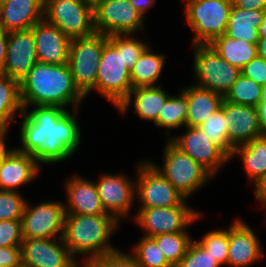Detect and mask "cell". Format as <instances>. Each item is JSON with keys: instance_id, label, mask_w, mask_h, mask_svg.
Listing matches in <instances>:
<instances>
[{"instance_id": "8992f818", "label": "cell", "mask_w": 266, "mask_h": 267, "mask_svg": "<svg viewBox=\"0 0 266 267\" xmlns=\"http://www.w3.org/2000/svg\"><path fill=\"white\" fill-rule=\"evenodd\" d=\"M108 36L94 33L88 37L71 39L68 65L79 92L86 98L96 90L98 67Z\"/></svg>"}, {"instance_id": "b9f144b4", "label": "cell", "mask_w": 266, "mask_h": 267, "mask_svg": "<svg viewBox=\"0 0 266 267\" xmlns=\"http://www.w3.org/2000/svg\"><path fill=\"white\" fill-rule=\"evenodd\" d=\"M241 74L255 83L266 85V60L260 56L253 58L248 64L242 67Z\"/></svg>"}, {"instance_id": "9a60e30c", "label": "cell", "mask_w": 266, "mask_h": 267, "mask_svg": "<svg viewBox=\"0 0 266 267\" xmlns=\"http://www.w3.org/2000/svg\"><path fill=\"white\" fill-rule=\"evenodd\" d=\"M186 132L171 136L170 141L183 153L201 164L213 176L230 158L199 127L185 126Z\"/></svg>"}, {"instance_id": "74e56055", "label": "cell", "mask_w": 266, "mask_h": 267, "mask_svg": "<svg viewBox=\"0 0 266 267\" xmlns=\"http://www.w3.org/2000/svg\"><path fill=\"white\" fill-rule=\"evenodd\" d=\"M26 202L19 191L0 190V221L21 220Z\"/></svg>"}, {"instance_id": "277c9868", "label": "cell", "mask_w": 266, "mask_h": 267, "mask_svg": "<svg viewBox=\"0 0 266 267\" xmlns=\"http://www.w3.org/2000/svg\"><path fill=\"white\" fill-rule=\"evenodd\" d=\"M163 163L159 167L149 161L187 200L214 176L201 164L183 153L170 140L163 150Z\"/></svg>"}, {"instance_id": "7bdbcfd3", "label": "cell", "mask_w": 266, "mask_h": 267, "mask_svg": "<svg viewBox=\"0 0 266 267\" xmlns=\"http://www.w3.org/2000/svg\"><path fill=\"white\" fill-rule=\"evenodd\" d=\"M21 263V246L0 247V267H16Z\"/></svg>"}, {"instance_id": "4316f807", "label": "cell", "mask_w": 266, "mask_h": 267, "mask_svg": "<svg viewBox=\"0 0 266 267\" xmlns=\"http://www.w3.org/2000/svg\"><path fill=\"white\" fill-rule=\"evenodd\" d=\"M236 155L240 156L247 177L254 185L266 176V136L235 147L230 159Z\"/></svg>"}, {"instance_id": "ac0fdd59", "label": "cell", "mask_w": 266, "mask_h": 267, "mask_svg": "<svg viewBox=\"0 0 266 267\" xmlns=\"http://www.w3.org/2000/svg\"><path fill=\"white\" fill-rule=\"evenodd\" d=\"M256 235L240 218L233 220L229 227L228 266L248 267L263 258V248Z\"/></svg>"}, {"instance_id": "3957f363", "label": "cell", "mask_w": 266, "mask_h": 267, "mask_svg": "<svg viewBox=\"0 0 266 267\" xmlns=\"http://www.w3.org/2000/svg\"><path fill=\"white\" fill-rule=\"evenodd\" d=\"M119 224L110 214H65L62 239L76 261L80 255L84 256L83 265L118 251L109 240Z\"/></svg>"}, {"instance_id": "8fae6325", "label": "cell", "mask_w": 266, "mask_h": 267, "mask_svg": "<svg viewBox=\"0 0 266 267\" xmlns=\"http://www.w3.org/2000/svg\"><path fill=\"white\" fill-rule=\"evenodd\" d=\"M94 30L106 36L134 34L144 28V17L129 0H104L93 9Z\"/></svg>"}, {"instance_id": "d590c367", "label": "cell", "mask_w": 266, "mask_h": 267, "mask_svg": "<svg viewBox=\"0 0 266 267\" xmlns=\"http://www.w3.org/2000/svg\"><path fill=\"white\" fill-rule=\"evenodd\" d=\"M221 266L226 264L229 248V228L206 233L196 240Z\"/></svg>"}, {"instance_id": "6da1fadb", "label": "cell", "mask_w": 266, "mask_h": 267, "mask_svg": "<svg viewBox=\"0 0 266 267\" xmlns=\"http://www.w3.org/2000/svg\"><path fill=\"white\" fill-rule=\"evenodd\" d=\"M24 112L20 125V152L30 154L37 162L60 163L76 152L81 141L77 110L71 113L59 106H32Z\"/></svg>"}, {"instance_id": "52a82bcc", "label": "cell", "mask_w": 266, "mask_h": 267, "mask_svg": "<svg viewBox=\"0 0 266 267\" xmlns=\"http://www.w3.org/2000/svg\"><path fill=\"white\" fill-rule=\"evenodd\" d=\"M193 73L196 86L225 96L241 75V70L229 64L210 44H194Z\"/></svg>"}, {"instance_id": "484cf974", "label": "cell", "mask_w": 266, "mask_h": 267, "mask_svg": "<svg viewBox=\"0 0 266 267\" xmlns=\"http://www.w3.org/2000/svg\"><path fill=\"white\" fill-rule=\"evenodd\" d=\"M265 15V10H243L234 5L230 10L225 35L257 45L258 28Z\"/></svg>"}, {"instance_id": "603a6c76", "label": "cell", "mask_w": 266, "mask_h": 267, "mask_svg": "<svg viewBox=\"0 0 266 267\" xmlns=\"http://www.w3.org/2000/svg\"><path fill=\"white\" fill-rule=\"evenodd\" d=\"M44 19V0H9L0 5V25L8 32L30 29Z\"/></svg>"}, {"instance_id": "f6af8a7d", "label": "cell", "mask_w": 266, "mask_h": 267, "mask_svg": "<svg viewBox=\"0 0 266 267\" xmlns=\"http://www.w3.org/2000/svg\"><path fill=\"white\" fill-rule=\"evenodd\" d=\"M9 32L0 25V73L4 69Z\"/></svg>"}, {"instance_id": "30bf717a", "label": "cell", "mask_w": 266, "mask_h": 267, "mask_svg": "<svg viewBox=\"0 0 266 267\" xmlns=\"http://www.w3.org/2000/svg\"><path fill=\"white\" fill-rule=\"evenodd\" d=\"M44 19L70 39L95 33L93 8L82 0H44Z\"/></svg>"}, {"instance_id": "4dcf8cb0", "label": "cell", "mask_w": 266, "mask_h": 267, "mask_svg": "<svg viewBox=\"0 0 266 267\" xmlns=\"http://www.w3.org/2000/svg\"><path fill=\"white\" fill-rule=\"evenodd\" d=\"M23 112L19 82L0 73V126L9 127L14 115Z\"/></svg>"}, {"instance_id": "60d3db41", "label": "cell", "mask_w": 266, "mask_h": 267, "mask_svg": "<svg viewBox=\"0 0 266 267\" xmlns=\"http://www.w3.org/2000/svg\"><path fill=\"white\" fill-rule=\"evenodd\" d=\"M22 241L21 220L0 221V247L21 246Z\"/></svg>"}, {"instance_id": "f35d334b", "label": "cell", "mask_w": 266, "mask_h": 267, "mask_svg": "<svg viewBox=\"0 0 266 267\" xmlns=\"http://www.w3.org/2000/svg\"><path fill=\"white\" fill-rule=\"evenodd\" d=\"M175 267H221V265L196 240H192L185 256Z\"/></svg>"}, {"instance_id": "816d5d0a", "label": "cell", "mask_w": 266, "mask_h": 267, "mask_svg": "<svg viewBox=\"0 0 266 267\" xmlns=\"http://www.w3.org/2000/svg\"><path fill=\"white\" fill-rule=\"evenodd\" d=\"M259 38H266V10L265 15L258 28Z\"/></svg>"}, {"instance_id": "ba28073f", "label": "cell", "mask_w": 266, "mask_h": 267, "mask_svg": "<svg viewBox=\"0 0 266 267\" xmlns=\"http://www.w3.org/2000/svg\"><path fill=\"white\" fill-rule=\"evenodd\" d=\"M124 63L123 50H118L108 39L104 44L97 69L96 91L116 108L132 89L130 70Z\"/></svg>"}, {"instance_id": "7c38bea8", "label": "cell", "mask_w": 266, "mask_h": 267, "mask_svg": "<svg viewBox=\"0 0 266 267\" xmlns=\"http://www.w3.org/2000/svg\"><path fill=\"white\" fill-rule=\"evenodd\" d=\"M201 215V212L188 206L153 207L138 209L133 220L144 230L143 236L154 237L186 231L189 225L203 217Z\"/></svg>"}, {"instance_id": "ab89813d", "label": "cell", "mask_w": 266, "mask_h": 267, "mask_svg": "<svg viewBox=\"0 0 266 267\" xmlns=\"http://www.w3.org/2000/svg\"><path fill=\"white\" fill-rule=\"evenodd\" d=\"M85 267H139L129 254L118 250L112 254L92 259L83 264Z\"/></svg>"}, {"instance_id": "ee69618b", "label": "cell", "mask_w": 266, "mask_h": 267, "mask_svg": "<svg viewBox=\"0 0 266 267\" xmlns=\"http://www.w3.org/2000/svg\"><path fill=\"white\" fill-rule=\"evenodd\" d=\"M232 3L243 10H266V0H232Z\"/></svg>"}, {"instance_id": "d6986e66", "label": "cell", "mask_w": 266, "mask_h": 267, "mask_svg": "<svg viewBox=\"0 0 266 267\" xmlns=\"http://www.w3.org/2000/svg\"><path fill=\"white\" fill-rule=\"evenodd\" d=\"M38 62L68 64L71 39L45 19L32 26Z\"/></svg>"}, {"instance_id": "f5cc1de1", "label": "cell", "mask_w": 266, "mask_h": 267, "mask_svg": "<svg viewBox=\"0 0 266 267\" xmlns=\"http://www.w3.org/2000/svg\"><path fill=\"white\" fill-rule=\"evenodd\" d=\"M85 4L91 6L93 9L104 0H82Z\"/></svg>"}, {"instance_id": "7402d4cb", "label": "cell", "mask_w": 266, "mask_h": 267, "mask_svg": "<svg viewBox=\"0 0 266 267\" xmlns=\"http://www.w3.org/2000/svg\"><path fill=\"white\" fill-rule=\"evenodd\" d=\"M228 140L235 148L262 136L255 106L237 105L226 101Z\"/></svg>"}, {"instance_id": "d6a6232c", "label": "cell", "mask_w": 266, "mask_h": 267, "mask_svg": "<svg viewBox=\"0 0 266 267\" xmlns=\"http://www.w3.org/2000/svg\"><path fill=\"white\" fill-rule=\"evenodd\" d=\"M164 254L167 261L175 267L185 256L192 241L190 233L186 231L166 233L152 237Z\"/></svg>"}, {"instance_id": "4fadbf2b", "label": "cell", "mask_w": 266, "mask_h": 267, "mask_svg": "<svg viewBox=\"0 0 266 267\" xmlns=\"http://www.w3.org/2000/svg\"><path fill=\"white\" fill-rule=\"evenodd\" d=\"M65 214L63 202H42L34 207L26 202L21 218L23 239L62 238Z\"/></svg>"}, {"instance_id": "f1b7e54d", "label": "cell", "mask_w": 266, "mask_h": 267, "mask_svg": "<svg viewBox=\"0 0 266 267\" xmlns=\"http://www.w3.org/2000/svg\"><path fill=\"white\" fill-rule=\"evenodd\" d=\"M210 45L221 58L240 70L258 55L255 44H250L241 39H233L225 34L216 37Z\"/></svg>"}, {"instance_id": "836d02e7", "label": "cell", "mask_w": 266, "mask_h": 267, "mask_svg": "<svg viewBox=\"0 0 266 267\" xmlns=\"http://www.w3.org/2000/svg\"><path fill=\"white\" fill-rule=\"evenodd\" d=\"M263 86L242 74L224 96V100L237 105L257 106L262 99Z\"/></svg>"}, {"instance_id": "8d00e7d4", "label": "cell", "mask_w": 266, "mask_h": 267, "mask_svg": "<svg viewBox=\"0 0 266 267\" xmlns=\"http://www.w3.org/2000/svg\"><path fill=\"white\" fill-rule=\"evenodd\" d=\"M108 39L118 48L123 50L124 64L131 70L142 55V53L149 47L148 44L136 39L134 34L112 35Z\"/></svg>"}, {"instance_id": "7dc6e473", "label": "cell", "mask_w": 266, "mask_h": 267, "mask_svg": "<svg viewBox=\"0 0 266 267\" xmlns=\"http://www.w3.org/2000/svg\"><path fill=\"white\" fill-rule=\"evenodd\" d=\"M130 3L134 6V8L142 14L145 18L146 12L154 6L156 0H129Z\"/></svg>"}, {"instance_id": "11a10c76", "label": "cell", "mask_w": 266, "mask_h": 267, "mask_svg": "<svg viewBox=\"0 0 266 267\" xmlns=\"http://www.w3.org/2000/svg\"><path fill=\"white\" fill-rule=\"evenodd\" d=\"M8 1H9V0H0V5L6 3V2H8Z\"/></svg>"}, {"instance_id": "9f6ffc18", "label": "cell", "mask_w": 266, "mask_h": 267, "mask_svg": "<svg viewBox=\"0 0 266 267\" xmlns=\"http://www.w3.org/2000/svg\"><path fill=\"white\" fill-rule=\"evenodd\" d=\"M16 267H27V266H25L23 263H21L19 266H16Z\"/></svg>"}, {"instance_id": "44dd1931", "label": "cell", "mask_w": 266, "mask_h": 267, "mask_svg": "<svg viewBox=\"0 0 266 267\" xmlns=\"http://www.w3.org/2000/svg\"><path fill=\"white\" fill-rule=\"evenodd\" d=\"M66 181L67 201L66 204L64 203L66 214H108L102 206L95 181L76 174Z\"/></svg>"}, {"instance_id": "5b68a950", "label": "cell", "mask_w": 266, "mask_h": 267, "mask_svg": "<svg viewBox=\"0 0 266 267\" xmlns=\"http://www.w3.org/2000/svg\"><path fill=\"white\" fill-rule=\"evenodd\" d=\"M186 20L191 32L192 43L210 44L225 33L232 0H186Z\"/></svg>"}, {"instance_id": "bcb514c9", "label": "cell", "mask_w": 266, "mask_h": 267, "mask_svg": "<svg viewBox=\"0 0 266 267\" xmlns=\"http://www.w3.org/2000/svg\"><path fill=\"white\" fill-rule=\"evenodd\" d=\"M253 186H255V199L266 209V176Z\"/></svg>"}, {"instance_id": "ffe728a7", "label": "cell", "mask_w": 266, "mask_h": 267, "mask_svg": "<svg viewBox=\"0 0 266 267\" xmlns=\"http://www.w3.org/2000/svg\"><path fill=\"white\" fill-rule=\"evenodd\" d=\"M42 165L30 154L14 148L0 163V190L19 191L33 182Z\"/></svg>"}, {"instance_id": "7a4b0ae2", "label": "cell", "mask_w": 266, "mask_h": 267, "mask_svg": "<svg viewBox=\"0 0 266 267\" xmlns=\"http://www.w3.org/2000/svg\"><path fill=\"white\" fill-rule=\"evenodd\" d=\"M23 109L31 106H67L78 109L86 99L76 88L68 64L37 62L19 83Z\"/></svg>"}, {"instance_id": "db71d44e", "label": "cell", "mask_w": 266, "mask_h": 267, "mask_svg": "<svg viewBox=\"0 0 266 267\" xmlns=\"http://www.w3.org/2000/svg\"><path fill=\"white\" fill-rule=\"evenodd\" d=\"M261 100H266V85L263 86V93H262V99Z\"/></svg>"}, {"instance_id": "c3c4849f", "label": "cell", "mask_w": 266, "mask_h": 267, "mask_svg": "<svg viewBox=\"0 0 266 267\" xmlns=\"http://www.w3.org/2000/svg\"><path fill=\"white\" fill-rule=\"evenodd\" d=\"M256 108L262 135L266 136V100H261Z\"/></svg>"}, {"instance_id": "1f68e13d", "label": "cell", "mask_w": 266, "mask_h": 267, "mask_svg": "<svg viewBox=\"0 0 266 267\" xmlns=\"http://www.w3.org/2000/svg\"><path fill=\"white\" fill-rule=\"evenodd\" d=\"M226 125V101L223 100L221 108L208 116L199 128L209 140L231 158L234 148L229 143Z\"/></svg>"}, {"instance_id": "e575fe53", "label": "cell", "mask_w": 266, "mask_h": 267, "mask_svg": "<svg viewBox=\"0 0 266 267\" xmlns=\"http://www.w3.org/2000/svg\"><path fill=\"white\" fill-rule=\"evenodd\" d=\"M130 254L139 267H173L152 237L142 236Z\"/></svg>"}, {"instance_id": "681fc988", "label": "cell", "mask_w": 266, "mask_h": 267, "mask_svg": "<svg viewBox=\"0 0 266 267\" xmlns=\"http://www.w3.org/2000/svg\"><path fill=\"white\" fill-rule=\"evenodd\" d=\"M8 129V126H0V157H6L14 149L6 147L5 139L8 135Z\"/></svg>"}, {"instance_id": "2e32d148", "label": "cell", "mask_w": 266, "mask_h": 267, "mask_svg": "<svg viewBox=\"0 0 266 267\" xmlns=\"http://www.w3.org/2000/svg\"><path fill=\"white\" fill-rule=\"evenodd\" d=\"M58 239H23L22 263L27 267H77L80 262L72 257L63 239Z\"/></svg>"}, {"instance_id": "5bb4252c", "label": "cell", "mask_w": 266, "mask_h": 267, "mask_svg": "<svg viewBox=\"0 0 266 267\" xmlns=\"http://www.w3.org/2000/svg\"><path fill=\"white\" fill-rule=\"evenodd\" d=\"M95 183L105 212L112 215L118 222L122 218H129L130 210L134 208L132 205L135 201L136 181L122 173L105 172Z\"/></svg>"}, {"instance_id": "d4e9b609", "label": "cell", "mask_w": 266, "mask_h": 267, "mask_svg": "<svg viewBox=\"0 0 266 267\" xmlns=\"http://www.w3.org/2000/svg\"><path fill=\"white\" fill-rule=\"evenodd\" d=\"M181 91L188 101L186 126L199 127L205 119L221 108L224 96L196 85L184 87Z\"/></svg>"}, {"instance_id": "e0dca14e", "label": "cell", "mask_w": 266, "mask_h": 267, "mask_svg": "<svg viewBox=\"0 0 266 267\" xmlns=\"http://www.w3.org/2000/svg\"><path fill=\"white\" fill-rule=\"evenodd\" d=\"M37 62L32 28L9 32L6 60L1 73L20 83Z\"/></svg>"}, {"instance_id": "9c48e42d", "label": "cell", "mask_w": 266, "mask_h": 267, "mask_svg": "<svg viewBox=\"0 0 266 267\" xmlns=\"http://www.w3.org/2000/svg\"><path fill=\"white\" fill-rule=\"evenodd\" d=\"M137 164L135 199L140 208L188 206V200L148 160Z\"/></svg>"}, {"instance_id": "f907efd6", "label": "cell", "mask_w": 266, "mask_h": 267, "mask_svg": "<svg viewBox=\"0 0 266 267\" xmlns=\"http://www.w3.org/2000/svg\"><path fill=\"white\" fill-rule=\"evenodd\" d=\"M256 46L258 56L266 60V38H259Z\"/></svg>"}, {"instance_id": "83f0119b", "label": "cell", "mask_w": 266, "mask_h": 267, "mask_svg": "<svg viewBox=\"0 0 266 267\" xmlns=\"http://www.w3.org/2000/svg\"><path fill=\"white\" fill-rule=\"evenodd\" d=\"M165 60L164 53L154 54L149 46L130 70L132 89L155 86L162 75Z\"/></svg>"}, {"instance_id": "f546056e", "label": "cell", "mask_w": 266, "mask_h": 267, "mask_svg": "<svg viewBox=\"0 0 266 267\" xmlns=\"http://www.w3.org/2000/svg\"><path fill=\"white\" fill-rule=\"evenodd\" d=\"M179 95H171L162 105L161 113H158V120L155 123L159 128H165L166 140L170 139L172 129H179L186 126L188 115V101L186 95L181 91Z\"/></svg>"}, {"instance_id": "cb8c5ba5", "label": "cell", "mask_w": 266, "mask_h": 267, "mask_svg": "<svg viewBox=\"0 0 266 267\" xmlns=\"http://www.w3.org/2000/svg\"><path fill=\"white\" fill-rule=\"evenodd\" d=\"M162 88L158 84L156 86L133 88L127 98L117 107V110L123 115L124 113L127 114L128 107L133 103L138 117L142 120H150L155 124L158 120V113H161L162 105L171 96ZM133 97L134 100H132Z\"/></svg>"}]
</instances>
